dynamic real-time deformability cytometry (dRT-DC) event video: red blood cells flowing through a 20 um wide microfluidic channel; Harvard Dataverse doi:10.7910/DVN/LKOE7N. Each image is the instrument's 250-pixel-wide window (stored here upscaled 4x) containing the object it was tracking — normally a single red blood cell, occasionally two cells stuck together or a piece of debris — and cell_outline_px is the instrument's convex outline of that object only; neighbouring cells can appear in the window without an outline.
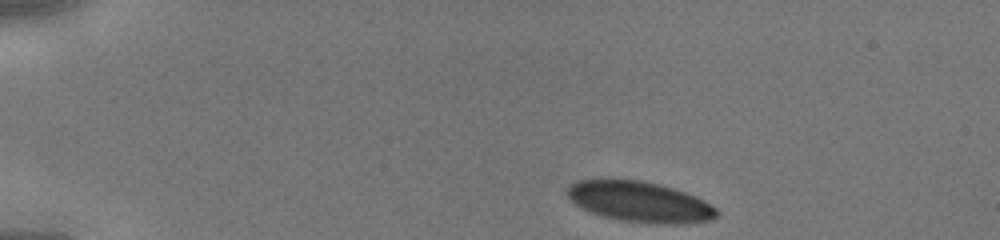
{"species": "human", "species_latin": "Homo sapiens", "temperature_condition": "cold", "stored_images_in_passage": 37, "camera_frame_rate_fps": 3000, "um_per_image_px": 0.085, "donor": {"sex": "male"}, "frame": {"image": 1, "passage_image": 1, "time_ms": 0.0, "image_size_px": [1000, 240], "cell_outline_px": [[716, 216], [712, 220], [684, 224], [664, 224], [620, 220], [604, 216], [592, 212], [576, 204], [568, 196], [568, 188], [576, 180], [640, 180], [660, 184], [684, 192], [704, 200], [716, 208]], "centroid_in_image_um": [54.42, 17.16], "position_along_channel_um": 30.6, "area_um2": 34.74}}
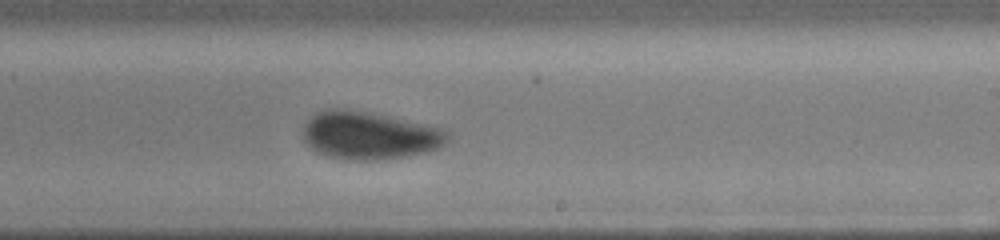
{"frame": {"image": 2, "passage_image": 21, "time_ms": 6.667, "image_size_px": [1000, 240], "cell_outline_px": [[452, 132], [448, 140], [444, 144], [436, 148], [424, 152], [404, 156], [376, 160], [344, 160], [324, 156], [316, 152], [304, 140], [304, 124], [312, 116], [328, 108], [336, 108], [364, 112], [444, 128]], "centroid_in_image_um": [31.39, 11.53], "position_along_channel_um": 257.6, "area_um2": 39.82}}
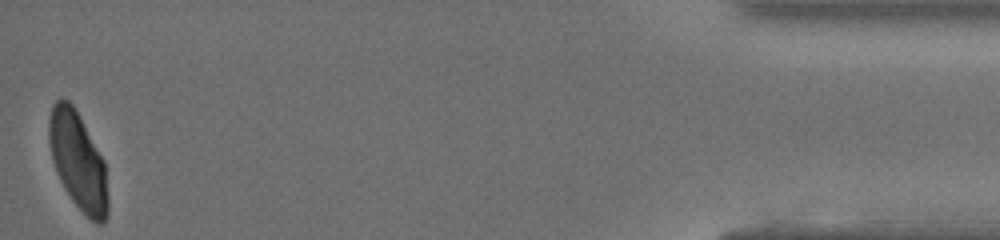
{"frame": {"image": 3, "passage_image": 37, "time_ms": 12.0, "image_size_px": [1000, 240], "cell_outline_px": [[108, 216], [104, 224], [96, 224], [72, 200], [64, 188], [56, 172], [52, 160], [48, 140], [48, 120], [52, 104], [56, 100], [68, 100], [72, 104], [104, 160], [108, 196]], "centroid_in_image_um": [6.62, 13.71], "position_along_channel_um": 428.6, "area_um2": 33.35}}